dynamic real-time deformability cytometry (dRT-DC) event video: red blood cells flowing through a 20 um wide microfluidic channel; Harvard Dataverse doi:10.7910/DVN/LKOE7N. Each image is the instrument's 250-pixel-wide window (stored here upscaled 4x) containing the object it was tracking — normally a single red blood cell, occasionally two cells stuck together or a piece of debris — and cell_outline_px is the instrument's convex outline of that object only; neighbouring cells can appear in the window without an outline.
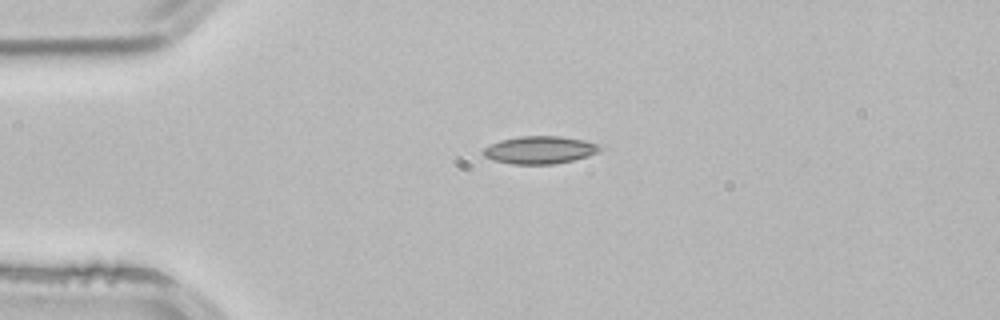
{"species": "common noctule bat (a hibernating species)", "species_latin": "Nyctalus noctula", "temperature_condition": "room temperature", "stored_images_in_passage": 2, "camera_frame_rate_fps": 3000, "um_per_image_px": 0.085, "animal": {"sex": "male", "body_mass_g": 21.5, "forearm_length_mm": 52.0}, "frame": {"image": 1, "passage_image": 1, "time_ms": 0.0, "image_size_px": [1000, 320], "cell_outline_px": [[604, 148], [600, 152], [588, 156], [556, 164], [512, 164], [492, 160], [484, 156], [480, 152], [484, 148], [500, 140], [520, 136], [560, 136], [584, 140], [600, 144]], "centroid_in_image_um": [45.91, 12.75], "position_along_channel_um": 39.1, "area_um2": 19.02}}
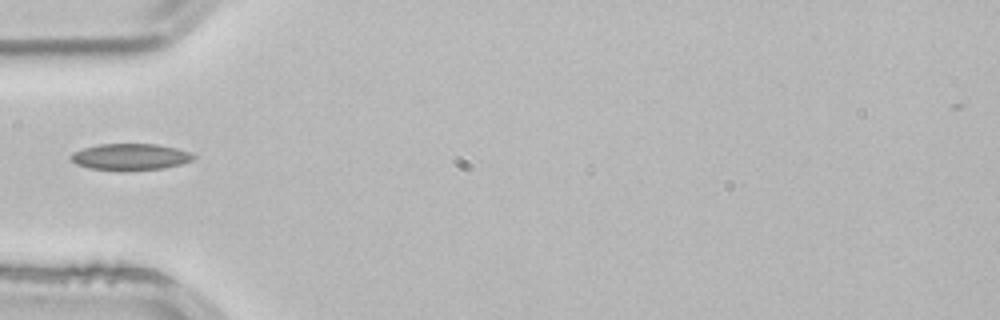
{"frame": {"image": 2, "passage_image": 2, "time_ms": 0.333, "image_size_px": [1000, 320], "cell_outline_px": [[196, 156], [192, 160], [180, 164], [164, 168], [88, 168], [76, 164], [68, 156], [72, 152], [84, 148], [100, 144], [156, 144], [176, 148], [192, 152]], "centroid_in_image_um": [11.09, 13.29], "position_along_channel_um": 73.9, "area_um2": 18.21}}